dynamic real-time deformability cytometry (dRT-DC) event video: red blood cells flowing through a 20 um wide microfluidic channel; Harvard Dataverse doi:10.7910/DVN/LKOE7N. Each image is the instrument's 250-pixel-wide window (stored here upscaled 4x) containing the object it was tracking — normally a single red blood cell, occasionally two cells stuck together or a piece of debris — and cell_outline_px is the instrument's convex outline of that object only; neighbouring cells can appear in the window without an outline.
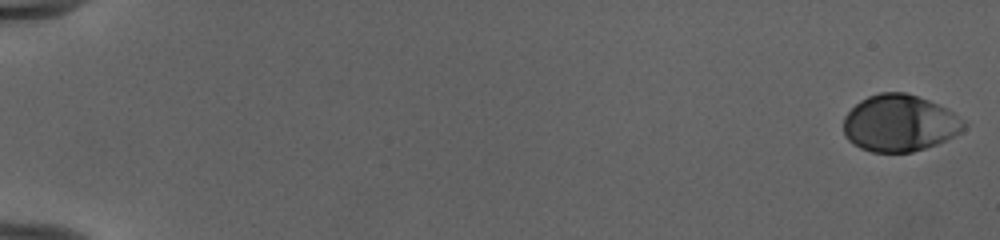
{"species": "human", "species_latin": "Homo sapiens", "temperature_condition": "cold", "stored_images_in_passage": 53, "camera_frame_rate_fps": 3000, "um_per_image_px": 0.085, "donor": {"sex": "female"}, "frame": {"image": 1, "passage_image": 1, "time_ms": 0.0, "image_size_px": [1000, 240], "cell_outline_px": [[968, 124], [960, 132], [936, 144], [912, 152], [872, 152], [860, 148], [852, 144], [844, 136], [844, 116], [860, 100], [868, 96], [880, 92], [904, 92], [928, 100], [952, 112], [964, 120]], "centroid_in_image_um": [76.43, 10.47], "position_along_channel_um": 8.6, "area_um2": 39.59}}
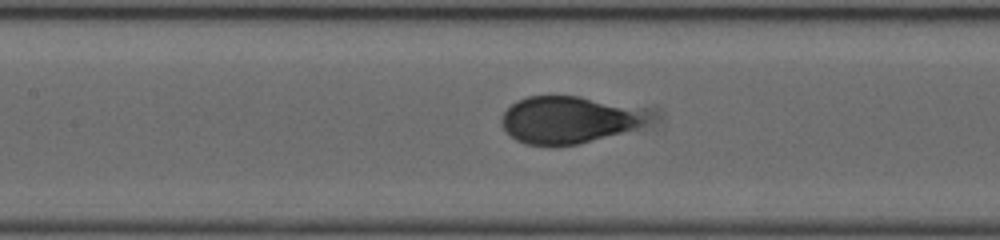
{"frame": {"image": 2, "passage_image": 27, "time_ms": 8.667, "image_size_px": [1000, 240], "cell_outline_px": [[644, 120], [640, 124], [632, 128], [620, 132], [576, 144], [524, 144], [516, 140], [500, 124], [500, 116], [516, 100], [528, 96], [580, 96], [620, 108]], "centroid_in_image_um": [47.95, 10.2], "position_along_channel_um": 159.5, "area_um2": 37.22}}
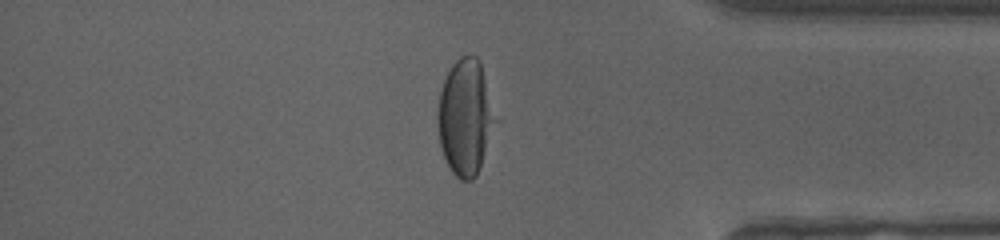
{"frame": {"image": 3, "passage_image": 46, "time_ms": 15.0, "image_size_px": [1000, 240], "cell_outline_px": [[500, 120], [476, 176], [472, 180], [460, 180], [452, 172], [444, 156], [440, 144], [440, 92], [444, 80], [452, 64], [460, 56], [476, 56], [480, 60]], "centroid_in_image_um": [39.66, 9.96], "position_along_channel_um": 395.5, "area_um2": 39.13}, "authors_computed_cell_mechanics": {"area_um2": 39.015, "velocity_mm_per_s": 3.9845, "shape_relaxation_time_tau1_ms": 4.597, "shape_relaxation_time_tau2_ms": null, "deformation_change_tau1": 0.1871, "deformation_change_tau2": null}}